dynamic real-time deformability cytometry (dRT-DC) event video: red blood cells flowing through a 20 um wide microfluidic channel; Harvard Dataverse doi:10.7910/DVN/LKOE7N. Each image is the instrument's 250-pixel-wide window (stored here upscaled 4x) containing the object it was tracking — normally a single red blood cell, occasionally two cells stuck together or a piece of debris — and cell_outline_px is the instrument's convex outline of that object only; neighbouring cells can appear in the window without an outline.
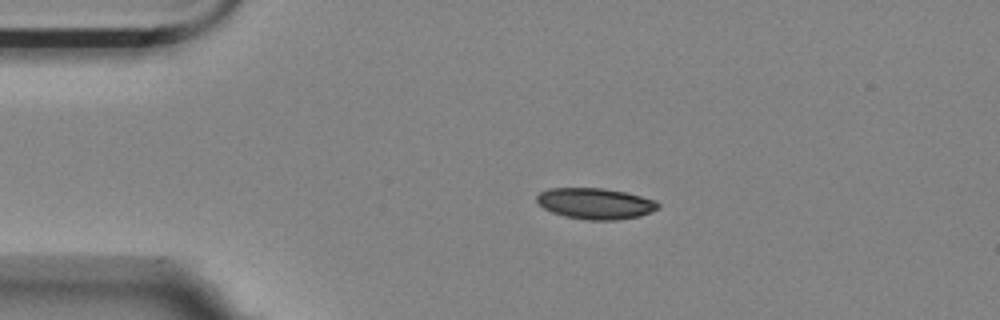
{"species": "Egyptian fruit bat (a non-hibernating species)", "species_latin": "Rousettus aegyptiacus", "temperature_condition": "room temperature", "stored_images_in_passage": 45, "camera_frame_rate_fps": 3000, "um_per_image_px": 0.085, "animal": {"sex": "female"}, "frame": {"image": 1, "passage_image": 1, "time_ms": 0.0, "image_size_px": [1000, 320], "cell_outline_px": [[660, 208], [640, 216], [616, 220], [588, 220], [564, 216], [552, 212], [544, 208], [536, 200], [536, 196], [540, 192], [548, 188], [604, 188], [624, 192], [656, 200], [660, 204]], "centroid_in_image_um": [50.61, 17.3], "position_along_channel_um": 34.4, "area_um2": 21.96}}
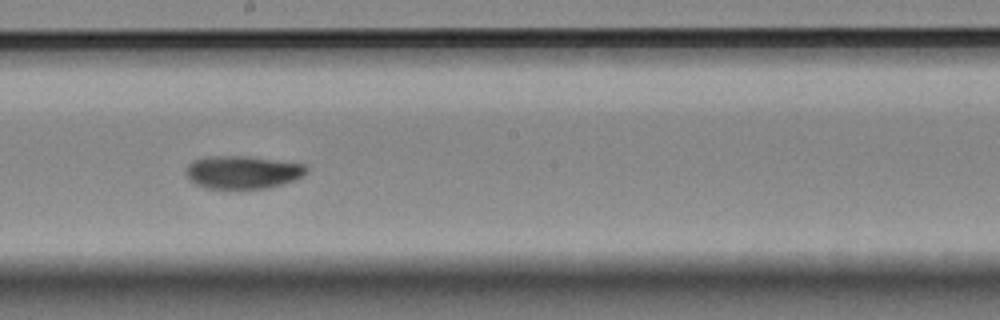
{"frame": {"image": 2, "passage_image": 20, "time_ms": 6.333, "image_size_px": [1000, 320], "cell_outline_px": [[308, 172], [304, 176], [296, 180], [284, 184], [268, 188], [204, 188], [188, 180], [184, 172], [188, 164], [192, 160], [204, 156], [244, 156], [304, 164], [308, 168]], "centroid_in_image_um": [20.6, 14.64], "position_along_channel_um": 227.6, "area_um2": 23.41}}
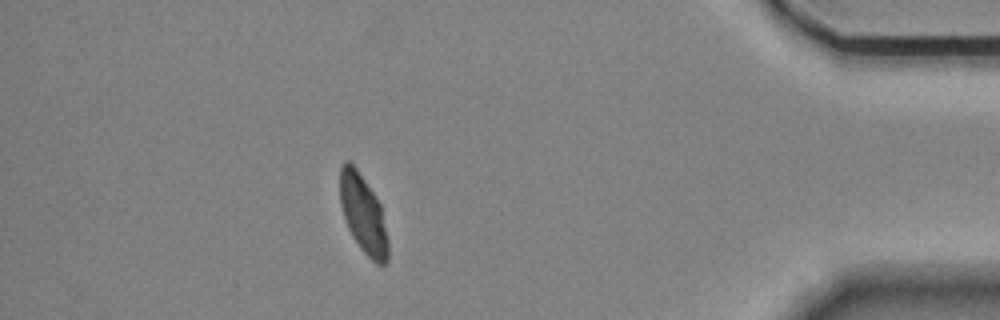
{"frame": {"image": 3, "passage_image": 39, "time_ms": 12.667, "image_size_px": [1000, 320], "cell_outline_px": [[388, 260], [384, 264], [376, 264], [360, 248], [352, 236], [348, 228], [340, 204], [340, 164], [344, 160], [348, 160], [356, 168], [380, 204], [388, 240]], "centroid_in_image_um": [30.85, 18.2], "position_along_channel_um": 404.3, "area_um2": 21.73}, "authors_computed_cell_mechanics": {"area_um2": 22.831, "velocity_mm_per_s": 3.5372, "shape_relaxation_time_tau1_ms": 4.3404, "shape_relaxation_time_tau2_ms": null, "deformation_change_tau1": 0.1459, "deformation_change_tau2": null}}